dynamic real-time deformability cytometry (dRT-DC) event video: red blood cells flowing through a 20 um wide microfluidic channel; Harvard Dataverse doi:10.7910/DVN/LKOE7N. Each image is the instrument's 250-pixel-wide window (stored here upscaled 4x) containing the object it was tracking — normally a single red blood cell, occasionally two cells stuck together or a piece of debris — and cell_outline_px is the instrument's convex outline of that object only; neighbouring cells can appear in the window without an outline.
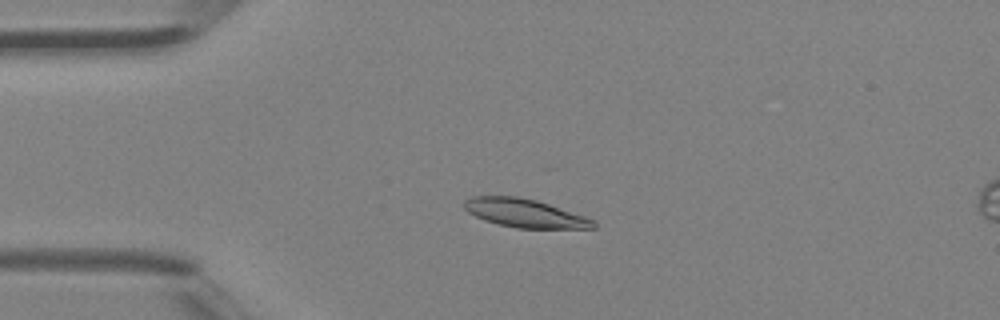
{"species": "Egyptian fruit bat (a non-hibernating species)", "species_latin": "Rousettus aegyptiacus", "temperature_condition": "room temperature", "stored_images_in_passage": 4, "camera_frame_rate_fps": 3000, "um_per_image_px": 0.085, "animal": {"sex": "female"}, "frame": {"image": 1, "passage_image": 3, "time_ms": 2.333, "image_size_px": [1000, 320], "cell_outline_px": [[596, 228], [516, 228], [484, 220], [468, 212], [464, 208], [464, 200], [472, 196], [516, 196], [536, 200], [596, 220]], "centroid_in_image_um": [44.6, 18.12], "position_along_channel_um": 40.4, "area_um2": 21.21}}